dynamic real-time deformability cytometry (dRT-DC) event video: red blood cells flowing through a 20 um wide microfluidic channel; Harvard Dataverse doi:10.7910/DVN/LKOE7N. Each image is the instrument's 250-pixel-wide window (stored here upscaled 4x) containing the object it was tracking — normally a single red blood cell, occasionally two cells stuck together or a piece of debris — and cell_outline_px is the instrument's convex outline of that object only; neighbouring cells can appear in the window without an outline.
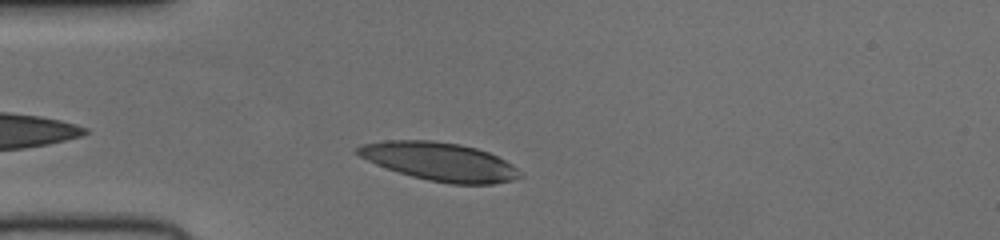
{"species": "human", "species_latin": "Homo sapiens", "temperature_condition": "cold", "stored_images_in_passage": 32, "camera_frame_rate_fps": 3000, "um_per_image_px": 0.085, "donor": {"sex": "female"}, "frame": {"image": 1, "passage_image": 4, "time_ms": 1.0, "image_size_px": [1000, 240], "cell_outline_px": [[524, 176], [512, 180], [492, 184], [452, 184], [428, 180], [412, 176], [376, 164], [352, 152], [352, 148], [360, 144], [384, 140], [432, 140], [460, 144], [476, 148], [488, 152], [512, 164]], "centroid_in_image_um": [37.33, 13.72], "position_along_channel_um": 47.7, "area_um2": 36.3}}
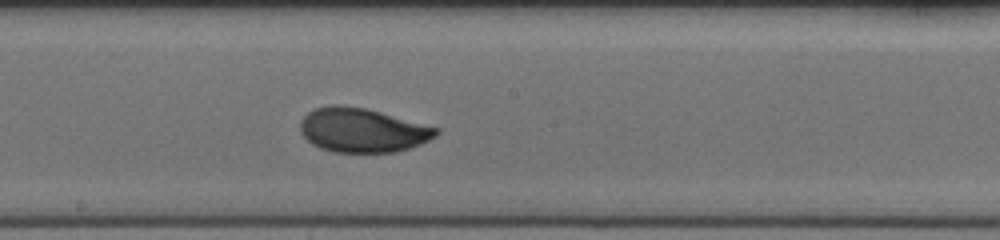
{"frame": {"image": 2, "passage_image": 18, "time_ms": 5.667, "image_size_px": [1000, 240], "cell_outline_px": [[440, 132], [436, 136], [420, 144], [396, 152], [332, 152], [320, 148], [312, 144], [300, 132], [300, 120], [308, 112], [316, 108], [336, 104], [364, 108], [380, 112], [440, 128]], "centroid_in_image_um": [30.8, 11.07], "position_along_channel_um": 217.4, "area_um2": 34.85}}
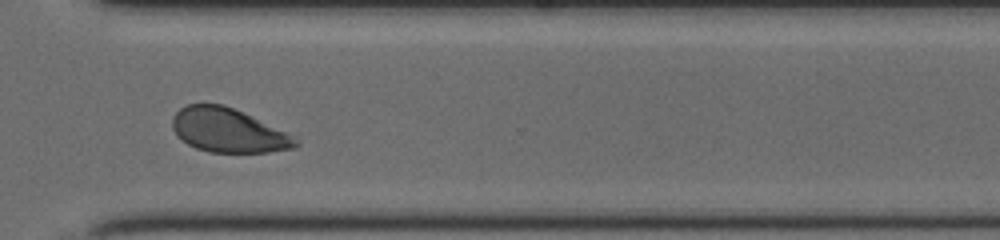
{"frame": {"image": 3, "passage_image": 28, "time_ms": 9.0, "image_size_px": [1000, 240], "cell_outline_px": [[300, 144], [296, 148], [268, 152], [208, 152], [196, 148], [188, 144], [176, 136], [172, 128], [172, 116], [180, 108], [188, 104], [224, 104], [284, 132], [296, 140]], "centroid_in_image_um": [19.32, 11.09], "position_along_channel_um": 351.3, "area_um2": 31.15}}